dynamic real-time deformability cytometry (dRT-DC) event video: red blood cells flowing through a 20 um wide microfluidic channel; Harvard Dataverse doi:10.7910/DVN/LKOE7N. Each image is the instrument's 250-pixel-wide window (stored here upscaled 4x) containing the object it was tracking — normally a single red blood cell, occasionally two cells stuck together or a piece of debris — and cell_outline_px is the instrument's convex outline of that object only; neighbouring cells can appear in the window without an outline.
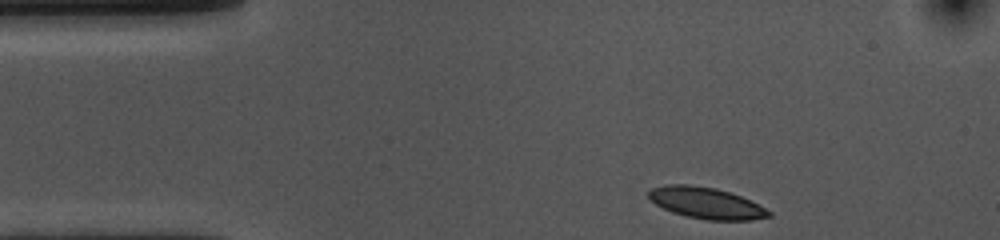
{"species": "common noctule bat (a hibernating species)", "species_latin": "Nyctalus noctula", "temperature_condition": "cold", "stored_images_in_passage": 37, "camera_frame_rate_fps": 3000, "um_per_image_px": 0.085, "animal": {"sex": "female", "body_mass_g": 10.0, "forearm_length_mm": 53.1}, "frame": {"image": 1, "passage_image": 1, "time_ms": 0.0, "image_size_px": [1000, 240], "cell_outline_px": [[772, 216], [752, 220], [708, 220], [688, 216], [672, 212], [648, 200], [648, 192], [652, 188], [664, 184], [688, 184], [716, 188], [752, 200], [772, 212]], "centroid_in_image_um": [60.03, 17.25], "position_along_channel_um": 25.0, "area_um2": 22.02}}
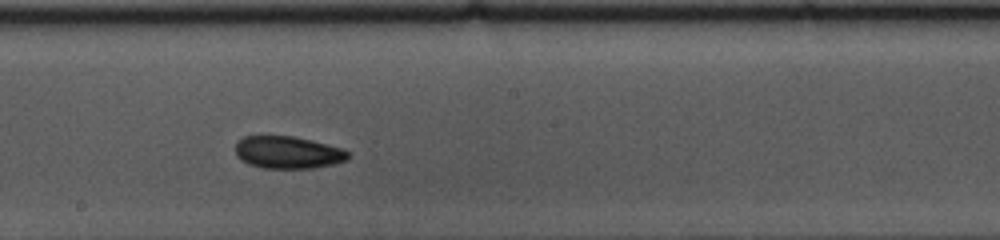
{"frame": {"image": 2, "passage_image": 22, "time_ms": 7.0, "image_size_px": [1000, 240], "cell_outline_px": [[348, 160], [332, 164], [312, 168], [264, 168], [248, 164], [240, 160], [236, 156], [236, 140], [244, 136], [260, 132], [292, 136], [312, 140], [344, 148], [348, 152]], "centroid_in_image_um": [24.39, 12.9], "position_along_channel_um": 223.8, "area_um2": 22.08}}
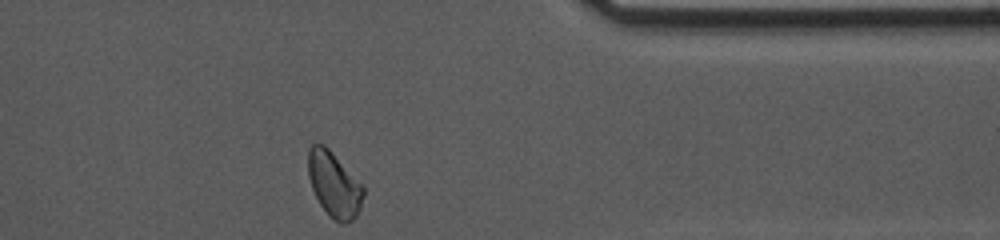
{"frame": {"image": 3, "passage_image": 37, "time_ms": 12.0, "image_size_px": [1000, 240], "cell_outline_px": [[364, 196], [360, 208], [356, 216], [348, 224], [340, 224], [320, 204], [312, 188], [308, 176], [308, 148], [312, 144], [324, 144], [328, 148], [364, 188]], "centroid_in_image_um": [28.39, 15.68], "position_along_channel_um": 383.0, "area_um2": 20.52}, "authors_computed_cell_mechanics": {"area_um2": 21.675, "velocity_mm_per_s": 3.5556, "shape_relaxation_time_tau1_ms": 2.7652, "shape_relaxation_time_tau2_ms": null, "deformation_change_tau1": 0.0809, "deformation_change_tau2": null}}